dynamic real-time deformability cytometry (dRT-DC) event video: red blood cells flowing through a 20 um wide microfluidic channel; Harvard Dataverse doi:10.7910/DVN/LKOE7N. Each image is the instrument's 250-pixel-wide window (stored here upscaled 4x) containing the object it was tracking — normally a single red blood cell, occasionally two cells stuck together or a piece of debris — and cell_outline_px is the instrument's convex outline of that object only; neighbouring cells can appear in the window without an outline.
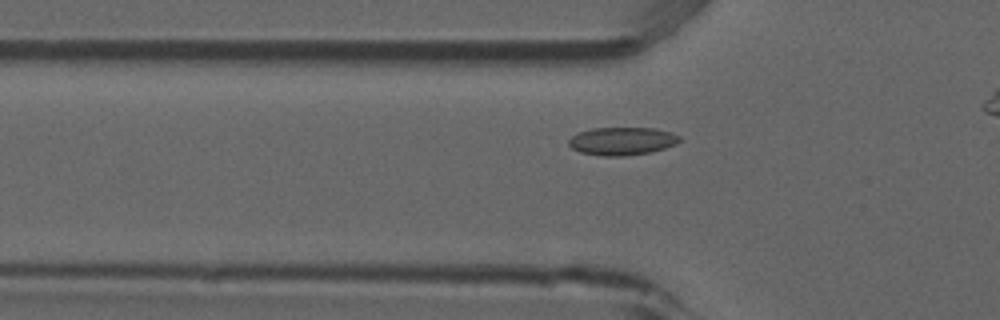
{"species": "common noctule bat (a hibernating species)", "species_latin": "Nyctalus noctula", "temperature_condition": "room temperature", "stored_images_in_passage": 43, "camera_frame_rate_fps": 3000, "um_per_image_px": 0.085, "animal": {"sex": "male", "forearm_length_mm": 52.5}, "frame": {"image": 1, "passage_image": 14, "time_ms": 4.333, "image_size_px": [1000, 320], "cell_outline_px": [[680, 140], [676, 144], [652, 152], [624, 156], [604, 156], [580, 152], [572, 148], [568, 144], [568, 140], [572, 136], [580, 132], [592, 128], [656, 128], [680, 136]], "centroid_in_image_um": [52.87, 12.0], "position_along_channel_um": 72.9, "area_um2": 17.98}}
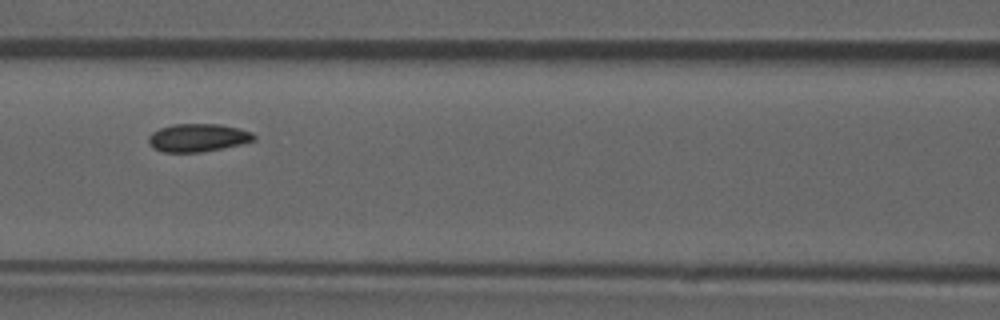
{"frame": {"image": 2, "passage_image": 20, "time_ms": 6.333, "image_size_px": [1000, 320], "cell_outline_px": [[256, 140], [224, 148], [200, 152], [164, 152], [152, 148], [148, 144], [148, 136], [152, 132], [160, 128], [172, 124], [220, 124], [240, 128], [252, 132], [256, 136]], "centroid_in_image_um": [16.82, 11.7], "position_along_channel_um": 149.8, "area_um2": 17.4}}
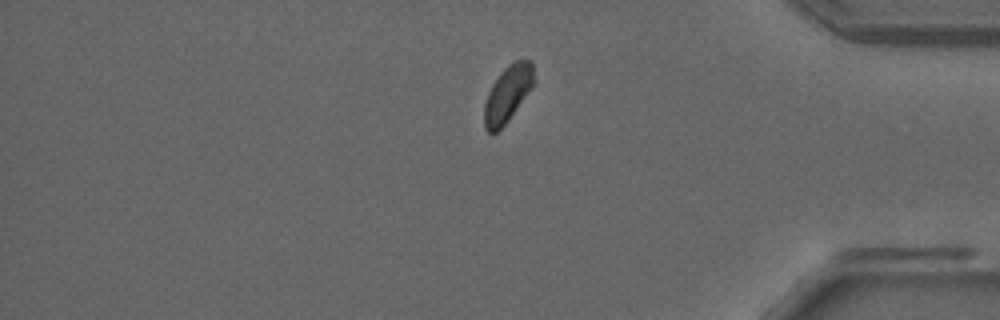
{"frame": {"image": 3, "passage_image": 41, "time_ms": 13.333, "image_size_px": [1000, 320], "cell_outline_px": [[532, 88], [508, 120], [496, 132], [488, 132], [484, 128], [484, 104], [488, 92], [492, 84], [500, 72], [512, 60], [532, 60]], "centroid_in_image_um": [43.12, 7.96], "position_along_channel_um": 392.1, "area_um2": 16.07}, "authors_computed_cell_mechanics": {"area_um2": 17.5712, "velocity_mm_per_s": 3.8262, "shape_relaxation_time_tau1_ms": null, "shape_relaxation_time_tau2_ms": 3.0901, "deformation_change_tau1": null, "deformation_change_tau2": 0.0615}}